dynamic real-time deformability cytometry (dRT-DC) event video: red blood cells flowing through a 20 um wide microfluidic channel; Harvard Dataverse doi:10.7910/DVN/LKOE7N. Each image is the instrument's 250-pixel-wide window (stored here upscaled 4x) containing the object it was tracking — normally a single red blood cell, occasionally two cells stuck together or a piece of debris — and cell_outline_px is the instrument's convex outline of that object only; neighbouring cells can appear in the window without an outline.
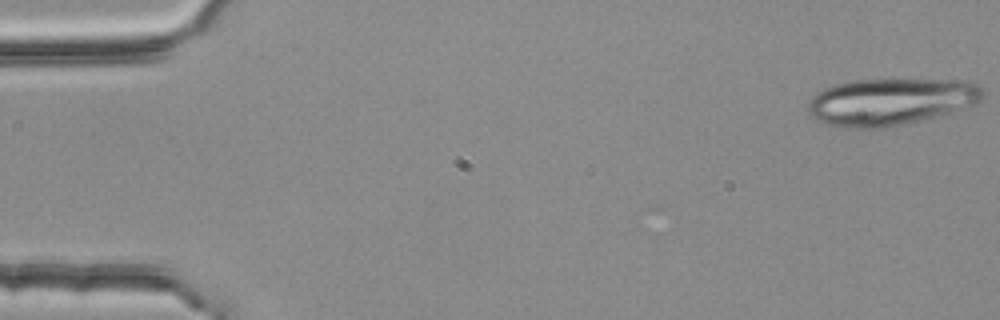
{"species": "common noctule bat (a hibernating species)", "species_latin": "Nyctalus noctula", "temperature_condition": "room temperature", "stored_images_in_passage": 53, "segment_of_instrument_passage": [1, 2], "camera_frame_rate_fps": 3000, "um_per_image_px": 0.085, "animal": {"sex": "female", "body_mass_g": 25.1}, "frame": {"image": 1, "passage_image": 1, "time_ms": 0.0, "image_size_px": [1000, 320], "cell_outline_px": [[984, 96], [980, 100], [972, 104], [936, 116], [920, 120], [884, 128], [844, 128], [824, 124], [812, 116], [808, 112], [808, 104], [812, 96], [824, 88], [832, 84], [848, 80], [968, 80], [984, 88]], "centroid_in_image_um": [75.65, 8.63], "position_along_channel_um": 9.4, "area_um2": 47.74}}